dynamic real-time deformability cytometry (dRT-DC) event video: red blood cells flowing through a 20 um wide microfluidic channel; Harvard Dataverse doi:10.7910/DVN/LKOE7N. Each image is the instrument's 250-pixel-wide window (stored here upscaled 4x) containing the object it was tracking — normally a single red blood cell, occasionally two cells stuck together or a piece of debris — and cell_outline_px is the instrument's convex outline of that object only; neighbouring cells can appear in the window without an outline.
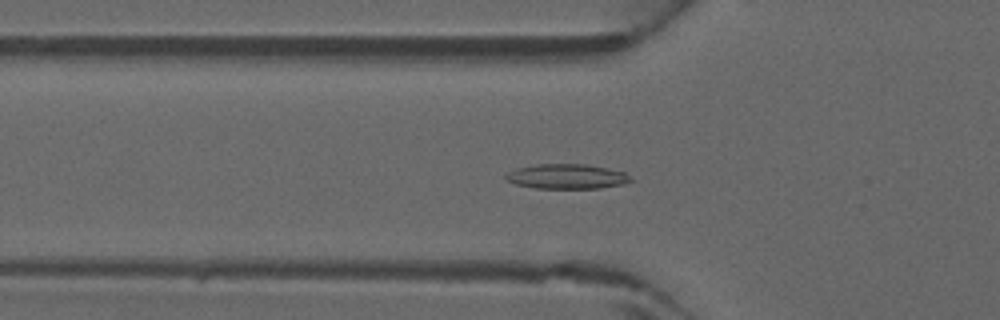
{"species": "common noctule bat (a hibernating species)", "species_latin": "Nyctalus noctula", "temperature_condition": "warm", "stored_images_in_passage": 45, "camera_frame_rate_fps": 3000, "um_per_image_px": 0.085, "animal": {"sex": "male", "forearm_length_mm": 52.5}, "frame": {"image": 1, "passage_image": 15, "time_ms": 4.667, "image_size_px": [1000, 320], "cell_outline_px": [[632, 180], [624, 184], [600, 188], [536, 188], [516, 184], [504, 180], [504, 176], [508, 172], [516, 168], [536, 164], [588, 164], [608, 168], [624, 172]], "centroid_in_image_um": [48.14, 14.99], "position_along_channel_um": 77.7, "area_um2": 18.09}}
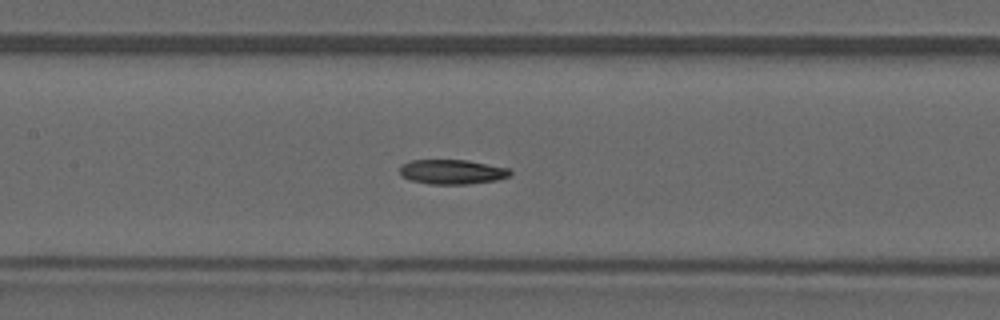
{"frame": {"image": 2, "passage_image": 21, "time_ms": 6.667, "image_size_px": [1000, 320], "cell_outline_px": [[512, 176], [496, 180], [468, 184], [428, 184], [412, 180], [400, 176], [400, 164], [412, 160], [468, 160], [512, 168]], "centroid_in_image_um": [38.47, 14.6], "position_along_channel_um": 168.9, "area_um2": 16.13}}
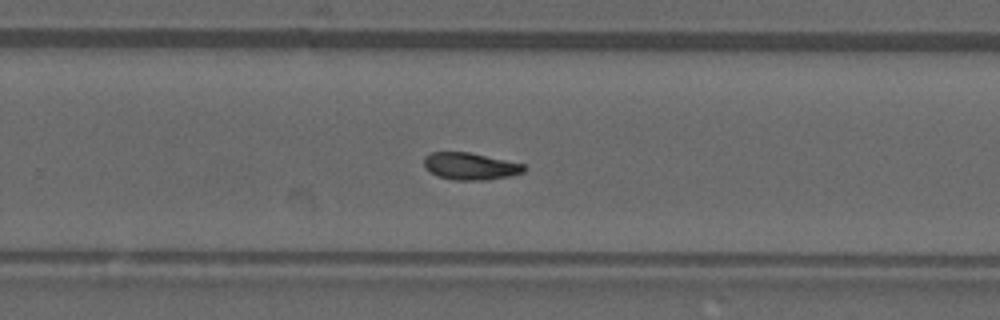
{"frame": {"image": 3, "passage_image": 29, "time_ms": 9.333, "image_size_px": [1000, 320], "cell_outline_px": [[528, 168], [524, 172], [512, 176], [488, 180], [452, 180], [436, 176], [424, 168], [424, 156], [432, 152], [468, 152], [524, 164]], "centroid_in_image_um": [39.97, 14.14], "position_along_channel_um": 289.8, "area_um2": 16.01}}